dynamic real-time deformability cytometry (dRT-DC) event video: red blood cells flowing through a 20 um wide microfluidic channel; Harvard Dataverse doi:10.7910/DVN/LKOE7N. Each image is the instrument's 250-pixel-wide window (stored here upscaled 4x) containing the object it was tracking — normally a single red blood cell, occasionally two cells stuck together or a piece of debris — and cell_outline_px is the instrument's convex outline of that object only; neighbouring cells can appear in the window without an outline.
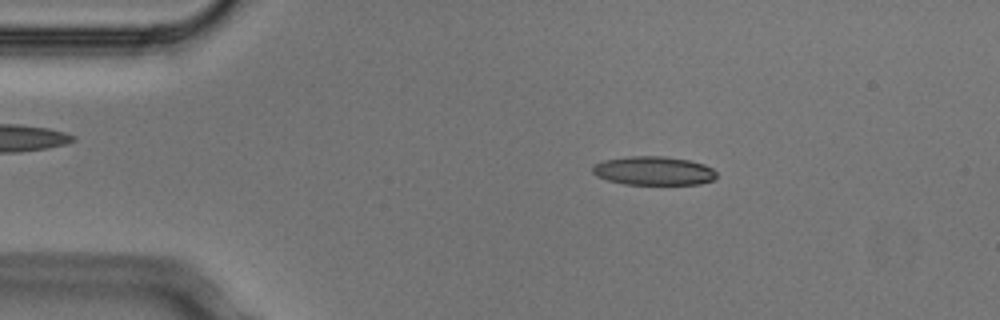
{"species": "Egyptian fruit bat (a non-hibernating species)", "species_latin": "Rousettus aegyptiacus", "temperature_condition": "cold", "stored_images_in_passage": 3, "camera_frame_rate_fps": 3000, "um_per_image_px": 0.085, "animal": {"sex": "male"}, "frame": {"image": 1, "passage_image": 1, "time_ms": 0.0, "image_size_px": [1000, 320], "cell_outline_px": [[716, 176], [712, 180], [700, 184], [624, 184], [608, 180], [596, 176], [592, 172], [592, 168], [596, 164], [604, 160], [628, 156], [664, 156], [688, 160], [704, 164], [712, 168], [716, 172]], "centroid_in_image_um": [55.55, 14.51], "position_along_channel_um": 29.4, "area_um2": 20.69}}
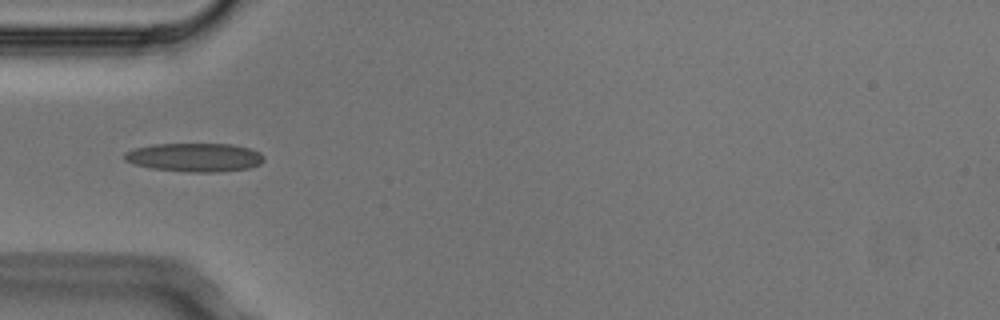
{"frame": {"image": 2, "passage_image": 3, "time_ms": 0.667, "image_size_px": [1000, 320], "cell_outline_px": [[264, 160], [260, 164], [248, 168], [216, 172], [188, 172], [152, 168], [136, 164], [124, 160], [124, 152], [132, 148], [152, 144], [232, 144], [248, 148], [260, 152], [264, 156]], "centroid_in_image_um": [16.53, 13.37], "position_along_channel_um": 68.5, "area_um2": 23.29}}